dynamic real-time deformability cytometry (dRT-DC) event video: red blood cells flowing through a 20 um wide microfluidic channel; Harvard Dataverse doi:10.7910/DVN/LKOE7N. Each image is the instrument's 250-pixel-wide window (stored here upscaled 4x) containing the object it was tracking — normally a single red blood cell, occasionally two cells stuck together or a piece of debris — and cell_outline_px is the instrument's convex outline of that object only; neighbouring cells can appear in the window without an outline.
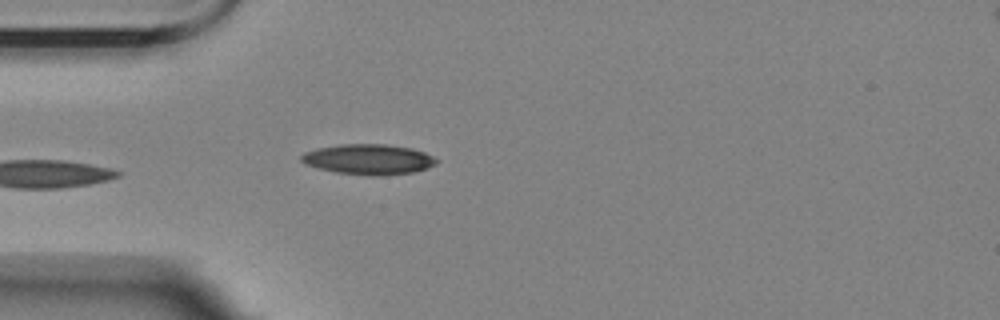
{"species": "Egyptian fruit bat (a non-hibernating species)", "species_latin": "Rousettus aegyptiacus", "temperature_condition": "room temperature", "stored_images_in_passage": 5, "camera_frame_rate_fps": 3000, "um_per_image_px": 0.085, "animal": {"sex": "female"}, "frame": {"image": 1, "passage_image": 5, "time_ms": 5.333, "image_size_px": [1000, 320], "cell_outline_px": [[436, 164], [428, 168], [412, 172], [380, 176], [368, 176], [336, 172], [304, 164], [300, 160], [300, 156], [304, 152], [316, 148], [340, 144], [384, 144], [412, 148], [424, 152], [432, 156], [436, 160]], "centroid_in_image_um": [31.29, 13.54], "position_along_channel_um": 53.7, "area_um2": 23.93}}